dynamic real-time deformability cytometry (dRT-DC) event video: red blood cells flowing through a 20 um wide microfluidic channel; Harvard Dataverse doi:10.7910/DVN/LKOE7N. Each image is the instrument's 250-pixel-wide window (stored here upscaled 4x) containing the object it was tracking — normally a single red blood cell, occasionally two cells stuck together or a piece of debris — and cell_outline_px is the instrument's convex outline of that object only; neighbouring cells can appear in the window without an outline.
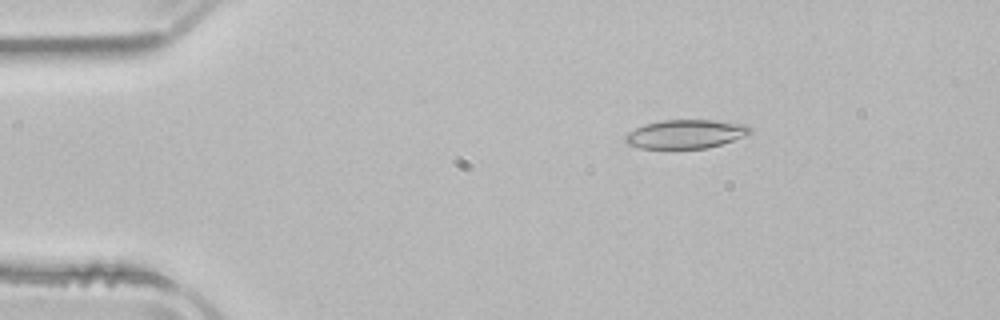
{"species": "common noctule bat (a hibernating species)", "species_latin": "Nyctalus noctula", "temperature_condition": "room temperature", "stored_images_in_passage": 47, "camera_frame_rate_fps": 3000, "um_per_image_px": 0.085, "animal": {"sex": "male", "body_mass_g": 21.5, "forearm_length_mm": 52.0}, "frame": {"image": 1, "passage_image": 9, "time_ms": 2.667, "image_size_px": [1000, 320], "cell_outline_px": [[752, 132], [748, 136], [708, 148], [640, 148], [628, 144], [624, 140], [624, 136], [628, 132], [644, 124], [660, 120], [712, 120], [744, 124], [752, 128]], "centroid_in_image_um": [58.3, 11.39], "position_along_channel_um": 26.7, "area_um2": 21.04}}
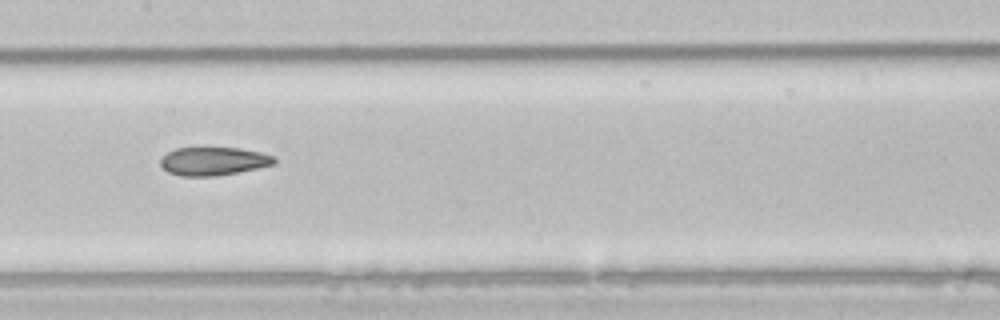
{"frame": {"image": 2, "passage_image": 26, "time_ms": 8.333, "image_size_px": [1000, 320], "cell_outline_px": [[276, 164], [216, 176], [180, 176], [168, 172], [160, 164], [160, 160], [168, 152], [176, 148], [240, 148], [260, 152], [276, 156]], "centroid_in_image_um": [18.16, 13.7], "position_along_channel_um": 189.2, "area_um2": 18.67}}
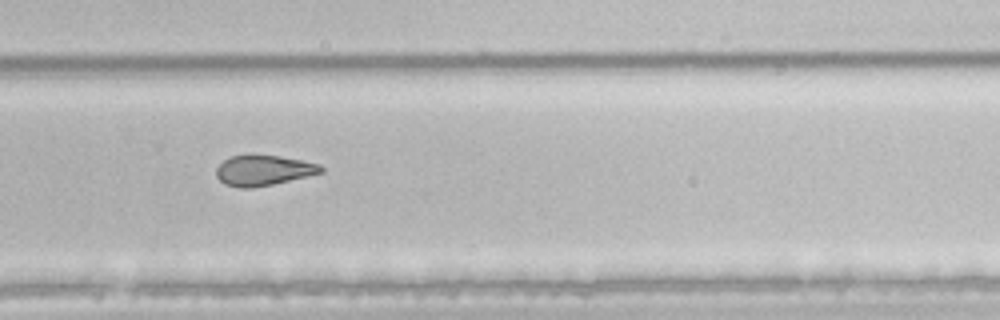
{"frame": {"image": 3, "passage_image": 35, "time_ms": 11.333, "image_size_px": [1000, 320], "cell_outline_px": [[324, 172], [308, 176], [272, 184], [252, 188], [240, 188], [224, 184], [216, 176], [216, 168], [224, 160], [232, 156], [244, 152], [280, 156], [320, 164], [324, 168]], "centroid_in_image_um": [22.37, 14.45], "position_along_channel_um": 307.4, "area_um2": 18.96}, "authors_computed_cell_mechanics": {"area_um2": 20.808, "velocity_mm_per_s": 3.9573, "shape_relaxation_time_tau1_ms": null, "shape_relaxation_time_tau2_ms": 8.7289, "deformation_change_tau1": null, "deformation_change_tau2": 0.1698}}